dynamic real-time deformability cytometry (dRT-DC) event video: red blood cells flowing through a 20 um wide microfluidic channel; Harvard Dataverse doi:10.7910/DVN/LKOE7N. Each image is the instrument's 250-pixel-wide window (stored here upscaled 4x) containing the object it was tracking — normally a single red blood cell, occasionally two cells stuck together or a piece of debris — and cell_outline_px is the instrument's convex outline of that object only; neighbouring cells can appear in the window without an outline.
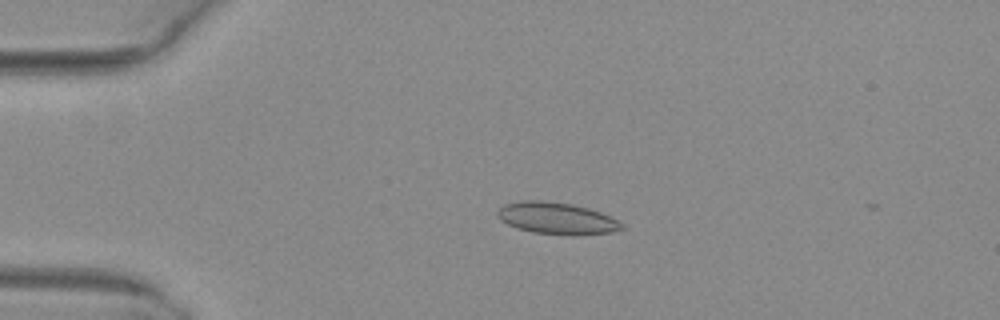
{"species": "common noctule bat (a hibernating species)", "species_latin": "Nyctalus noctula", "temperature_condition": "warm", "stored_images_in_passage": 4, "camera_frame_rate_fps": 3000, "um_per_image_px": 0.085, "animal": {"sex": "female", "body_mass_g": 29.2, "forearm_length_mm": 56.3}, "frame": {"image": 1, "passage_image": 3, "time_ms": 0.667, "image_size_px": [1000, 320], "cell_outline_px": [[624, 228], [612, 232], [576, 236], [572, 236], [532, 232], [516, 228], [500, 220], [496, 216], [496, 212], [504, 204], [520, 200], [544, 200], [572, 204], [588, 208], [600, 212], [624, 224]], "centroid_in_image_um": [47.29, 18.56], "position_along_channel_um": 37.7, "area_um2": 23.29}}